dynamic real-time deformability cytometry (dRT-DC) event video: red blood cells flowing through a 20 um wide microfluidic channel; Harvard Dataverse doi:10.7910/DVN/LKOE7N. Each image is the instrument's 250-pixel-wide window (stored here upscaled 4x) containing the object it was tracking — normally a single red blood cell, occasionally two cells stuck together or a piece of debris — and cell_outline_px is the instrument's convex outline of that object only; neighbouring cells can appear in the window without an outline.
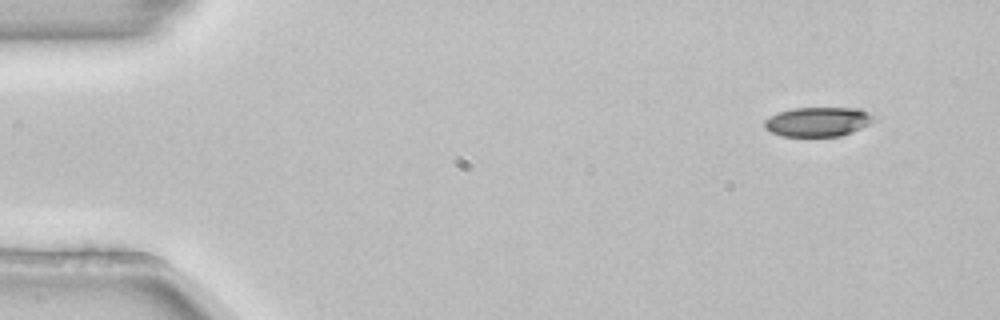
{"species": "common noctule bat (a hibernating species)", "species_latin": "Nyctalus noctula", "temperature_condition": "room temperature", "stored_images_in_passage": 4, "camera_frame_rate_fps": 3000, "um_per_image_px": 0.085, "animal": {"sex": "female", "body_mass_g": 22.7, "forearm_length_mm": 54.2}, "frame": {"image": 1, "passage_image": 1, "time_ms": 0.0, "image_size_px": [1000, 320], "cell_outline_px": [[876, 120], [852, 132], [840, 136], [780, 136], [764, 128], [764, 120], [768, 116], [792, 108], [856, 108], [868, 112]], "centroid_in_image_um": [69.48, 10.35], "position_along_channel_um": 15.5, "area_um2": 18.67}}
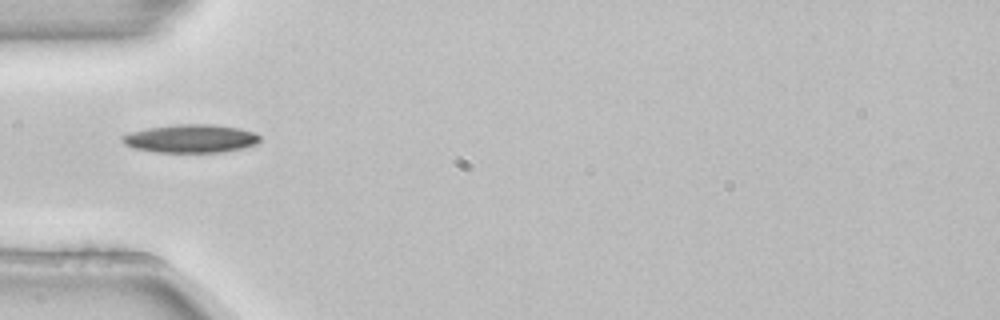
{"frame": {"image": 2, "passage_image": 4, "time_ms": 1.0, "image_size_px": [1000, 320], "cell_outline_px": [[260, 140], [256, 144], [244, 148], [224, 152], [156, 152], [132, 148], [124, 144], [120, 140], [120, 136], [128, 132], [148, 128], [176, 124], [212, 124], [236, 128], [252, 132], [260, 136]], "centroid_in_image_um": [16.16, 11.78], "position_along_channel_um": 68.8, "area_um2": 22.77}}